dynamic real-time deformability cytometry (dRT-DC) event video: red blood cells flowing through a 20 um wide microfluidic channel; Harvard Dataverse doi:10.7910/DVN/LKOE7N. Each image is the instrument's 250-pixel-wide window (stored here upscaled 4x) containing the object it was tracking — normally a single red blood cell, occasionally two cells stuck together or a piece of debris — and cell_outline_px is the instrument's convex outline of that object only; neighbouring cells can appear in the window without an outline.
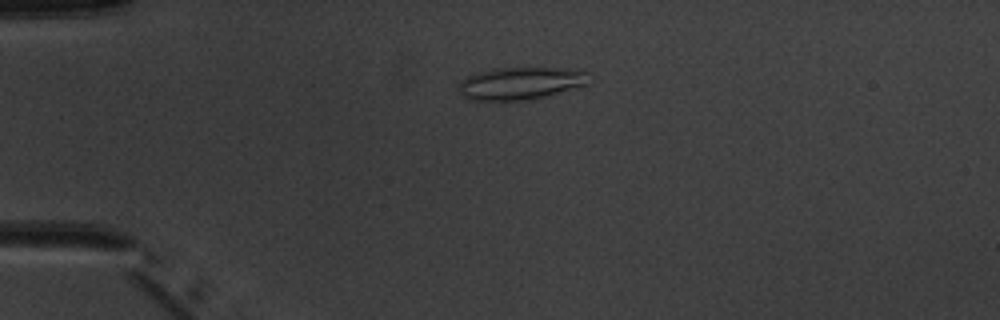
{"species": "common noctule bat (a hibernating species)", "species_latin": "Nyctalus noctula", "temperature_condition": "warm", "stored_images_in_passage": 6, "camera_frame_rate_fps": 3000, "um_per_image_px": 0.085, "animal": {"sex": "male", "body_mass_g": 20.1, "forearm_length_mm": 53.5}, "frame": {"image": 1, "passage_image": 4, "time_ms": 3.667, "image_size_px": [1000, 320], "cell_outline_px": [[588, 84], [544, 96], [524, 100], [472, 100], [464, 96], [460, 92], [460, 84], [468, 76], [476, 72], [496, 68], [552, 68], [588, 72]], "centroid_in_image_um": [44.22, 7.08], "position_along_channel_um": 40.8, "area_um2": 23.99}}
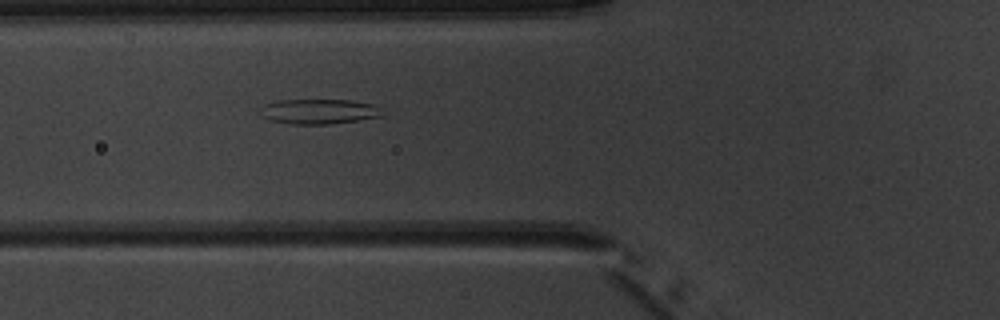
{"frame": {"image": 2, "passage_image": 6, "time_ms": 6.0, "image_size_px": [1000, 320], "cell_outline_px": [[380, 116], [360, 120], [328, 124], [292, 124], [268, 120], [264, 116], [260, 108], [264, 104], [276, 100], [348, 100], [372, 104], [380, 108]], "centroid_in_image_um": [27.06, 9.47], "position_along_channel_um": 98.7, "area_um2": 17.57}}